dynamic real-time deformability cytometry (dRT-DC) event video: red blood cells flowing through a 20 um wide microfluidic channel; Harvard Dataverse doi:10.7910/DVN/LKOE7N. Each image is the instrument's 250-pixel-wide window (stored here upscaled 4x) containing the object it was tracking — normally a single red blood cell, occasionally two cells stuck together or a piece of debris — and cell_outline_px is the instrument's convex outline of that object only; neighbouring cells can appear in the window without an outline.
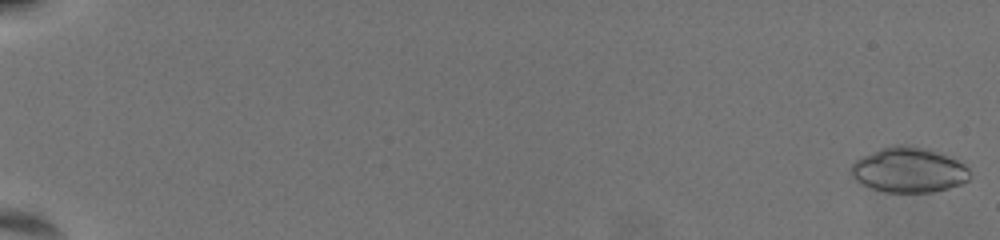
{"species": "common noctule bat (a hibernating species)", "species_latin": "Nyctalus noctula", "temperature_condition": "warm", "stored_images_in_passage": 62, "camera_frame_rate_fps": 3000, "um_per_image_px": 0.085, "animal": {"sex": "female", "body_mass_g": 19.5, "forearm_length_mm": 54.1}, "frame": {"image": 1, "passage_image": 1, "time_ms": 0.0, "image_size_px": [1000, 240], "cell_outline_px": [[968, 180], [960, 184], [948, 188], [932, 192], [888, 192], [872, 188], [856, 180], [848, 172], [848, 168], [856, 160], [864, 156], [884, 148], [924, 148], [956, 160], [964, 164], [968, 168]], "centroid_in_image_um": [77.22, 14.5], "position_along_channel_um": 7.8, "area_um2": 29.94}}
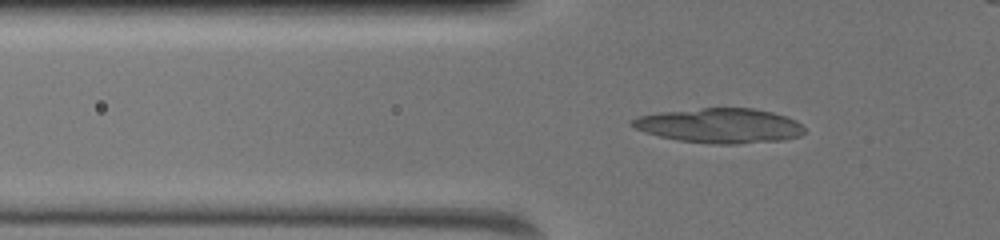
{"frame": {"image": 2, "passage_image": 24, "time_ms": 7.667, "image_size_px": [1000, 240], "cell_outline_px": [[804, 132], [800, 136], [784, 140], [736, 144], [712, 144], [676, 140], [660, 136], [636, 128], [628, 124], [628, 120], [636, 116], [656, 112], [700, 108], [752, 108], [772, 112], [796, 120], [804, 128]], "centroid_in_image_um": [61.14, 10.67], "position_along_channel_um": 64.7, "area_um2": 35.08}}
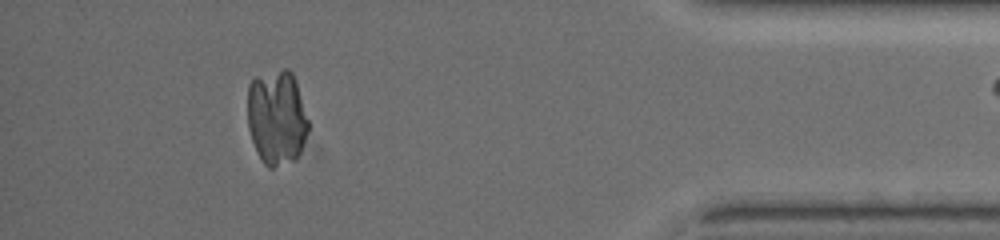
{"frame": {"image": 3, "passage_image": 57, "time_ms": 18.667, "image_size_px": [1000, 240], "cell_outline_px": [[308, 128], [300, 152], [292, 160], [272, 168], [268, 168], [260, 160], [256, 152], [248, 128], [248, 84], [256, 76], [284, 68], [288, 68], [292, 72], [308, 120]], "centroid_in_image_um": [23.48, 9.98], "position_along_channel_um": 411.7, "area_um2": 33.47}}